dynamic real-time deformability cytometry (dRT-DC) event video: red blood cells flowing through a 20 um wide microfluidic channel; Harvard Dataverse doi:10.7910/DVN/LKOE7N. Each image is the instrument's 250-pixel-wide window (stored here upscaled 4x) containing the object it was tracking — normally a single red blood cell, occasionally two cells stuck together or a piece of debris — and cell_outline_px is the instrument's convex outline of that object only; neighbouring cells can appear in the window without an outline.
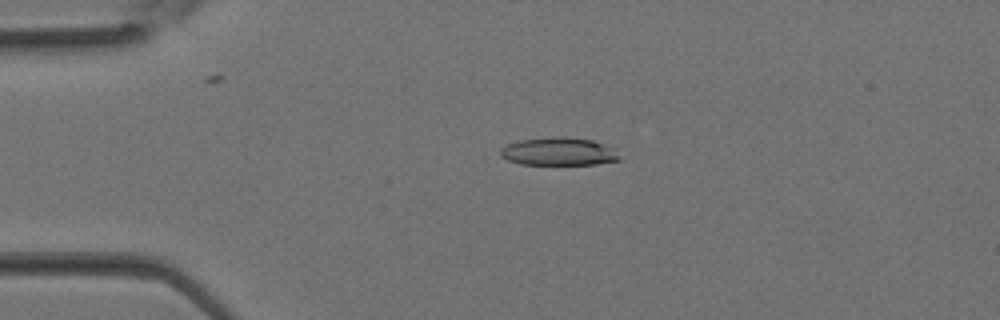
{"species": "Egyptian fruit bat (a non-hibernating species)", "species_latin": "Rousettus aegyptiacus", "temperature_condition": "room temperature", "stored_images_in_passage": 35, "camera_frame_rate_fps": 3000, "um_per_image_px": 0.085, "animal": {"sex": "female"}, "frame": {"image": 1, "passage_image": 7, "time_ms": 2.0, "image_size_px": [1000, 320], "cell_outline_px": [[620, 160], [596, 164], [520, 164], [508, 160], [500, 156], [500, 148], [508, 144], [520, 140], [556, 136], [564, 136], [592, 140], [612, 148], [620, 156]], "centroid_in_image_um": [47.47, 12.88], "position_along_channel_um": 37.5, "area_um2": 19.31}}
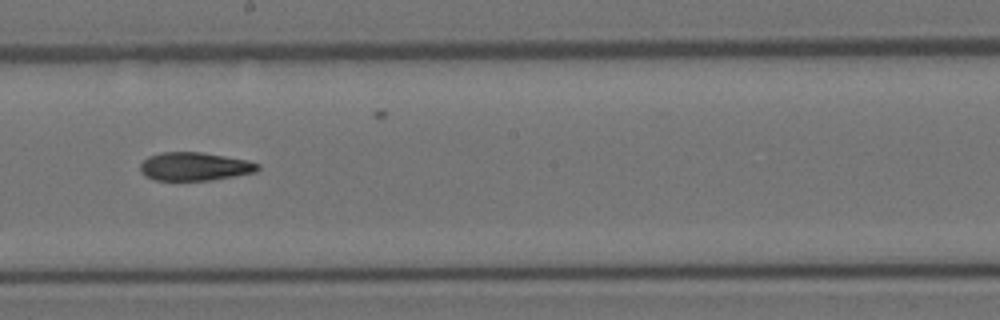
{"frame": {"image": 2, "passage_image": 19, "time_ms": 6.0, "image_size_px": [1000, 320], "cell_outline_px": [[260, 168], [256, 172], [212, 180], [156, 180], [144, 176], [140, 172], [140, 164], [148, 156], [160, 152], [200, 152], [248, 160], [260, 164]], "centroid_in_image_um": [16.53, 14.15], "position_along_channel_um": 231.7, "area_um2": 19.48}}
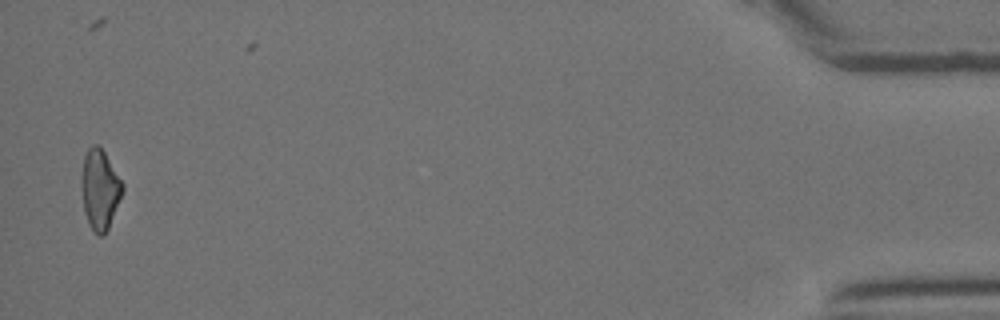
{"frame": {"image": 3, "passage_image": 34, "time_ms": 11.0, "image_size_px": [1000, 320], "cell_outline_px": [[124, 192], [108, 228], [104, 236], [100, 236], [92, 232], [88, 224], [84, 212], [80, 180], [84, 156], [88, 148], [92, 144], [96, 144], [104, 152], [124, 184]], "centroid_in_image_um": [8.48, 16.13], "position_along_channel_um": 426.7, "area_um2": 19.42}}